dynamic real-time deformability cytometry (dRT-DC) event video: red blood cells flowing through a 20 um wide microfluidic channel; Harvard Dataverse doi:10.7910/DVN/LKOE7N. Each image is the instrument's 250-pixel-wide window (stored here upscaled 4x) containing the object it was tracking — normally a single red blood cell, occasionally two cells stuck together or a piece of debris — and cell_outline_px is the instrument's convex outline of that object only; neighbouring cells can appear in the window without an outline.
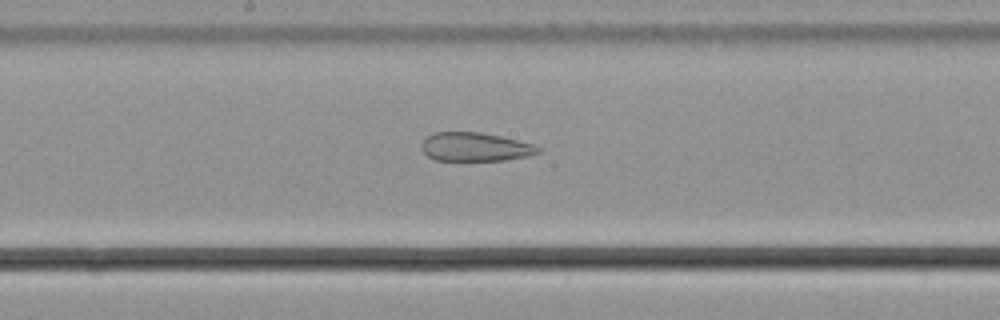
{"species": "common noctule bat (a hibernating species)", "species_latin": "Nyctalus noctula", "temperature_condition": "cold", "stored_images_in_passage": 56, "camera_frame_rate_fps": 3000, "um_per_image_px": 0.085, "animal": {"sex": "male", "body_mass_g": 21.5, "forearm_length_mm": 52.0}, "frame": {"image": 1, "passage_image": 30, "time_ms": 9.667, "image_size_px": [1000, 320], "cell_outline_px": [[540, 152], [528, 156], [504, 160], [436, 160], [428, 156], [420, 148], [420, 144], [432, 132], [480, 132], [500, 136], [532, 144], [540, 148]], "centroid_in_image_um": [40.35, 12.48], "position_along_channel_um": 207.8, "area_um2": 19.36}}
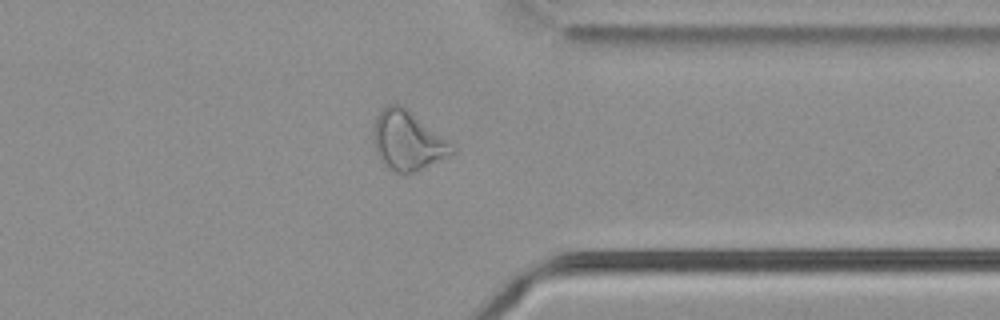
{"frame": {"image": 2, "passage_image": 44, "time_ms": 14.333, "image_size_px": [1000, 320], "cell_outline_px": [[456, 152], [448, 156], [412, 172], [396, 172], [388, 168], [380, 160], [376, 148], [372, 132], [372, 128], [376, 116], [388, 104], [400, 104], [456, 148]], "centroid_in_image_um": [34.6, 11.95], "position_along_channel_um": 376.8, "area_um2": 26.18}}
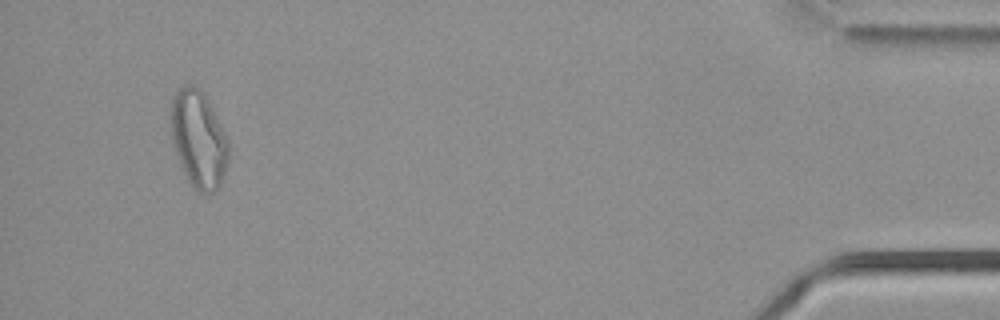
{"frame": {"image": 3, "passage_image": 53, "time_ms": 17.333, "image_size_px": [1000, 320], "cell_outline_px": [[228, 160], [224, 176], [220, 184], [208, 196], [192, 188], [180, 164], [172, 140], [168, 116], [172, 96], [180, 88], [188, 84], [192, 84], [200, 88], [204, 92], [228, 140]], "centroid_in_image_um": [16.84, 11.81], "position_along_channel_um": 418.4, "area_um2": 33.0}, "authors_computed_cell_mechanics": {"area_um2": 28.9, "velocity_mm_per_s": 3.7138, "shape_relaxation_time_tau1_ms": null, "shape_relaxation_time_tau2_ms": 2.8016, "deformation_change_tau1": null, "deformation_change_tau2": 0.1098}}